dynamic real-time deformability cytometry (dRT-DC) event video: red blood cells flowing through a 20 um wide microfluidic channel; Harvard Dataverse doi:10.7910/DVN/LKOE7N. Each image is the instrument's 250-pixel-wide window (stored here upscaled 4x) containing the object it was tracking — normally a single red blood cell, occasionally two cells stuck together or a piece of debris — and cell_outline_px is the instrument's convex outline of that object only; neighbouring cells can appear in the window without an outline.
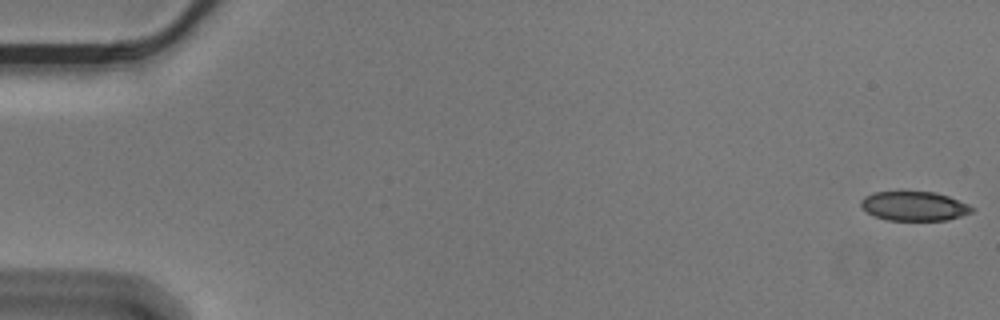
{"species": "Egyptian fruit bat (a non-hibernating species)", "species_latin": "Rousettus aegyptiacus", "temperature_condition": "cold", "stored_images_in_passage": 17, "camera_frame_rate_fps": 3000, "um_per_image_px": 0.085, "animal": {"sex": "male"}, "frame": {"image": 1, "passage_image": 1, "time_ms": 0.0, "image_size_px": [1000, 320], "cell_outline_px": [[976, 208], [972, 212], [948, 220], [888, 220], [876, 216], [868, 212], [860, 204], [860, 200], [864, 196], [872, 192], [936, 192], [948, 196], [968, 204]], "centroid_in_image_um": [77.72, 17.51], "position_along_channel_um": 7.3, "area_um2": 18.84}}
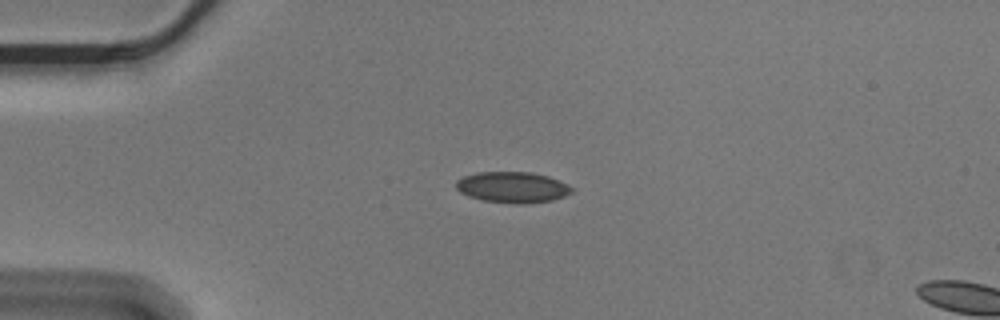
{"frame": {"image": 2, "passage_image": 14, "time_ms": 4.333, "image_size_px": [1000, 320], "cell_outline_px": [[572, 192], [564, 196], [552, 200], [516, 204], [484, 200], [468, 196], [460, 192], [456, 188], [456, 180], [464, 176], [476, 172], [532, 172], [548, 176], [568, 184], [572, 188]], "centroid_in_image_um": [43.54, 15.9], "position_along_channel_um": 41.5, "area_um2": 20.75}}